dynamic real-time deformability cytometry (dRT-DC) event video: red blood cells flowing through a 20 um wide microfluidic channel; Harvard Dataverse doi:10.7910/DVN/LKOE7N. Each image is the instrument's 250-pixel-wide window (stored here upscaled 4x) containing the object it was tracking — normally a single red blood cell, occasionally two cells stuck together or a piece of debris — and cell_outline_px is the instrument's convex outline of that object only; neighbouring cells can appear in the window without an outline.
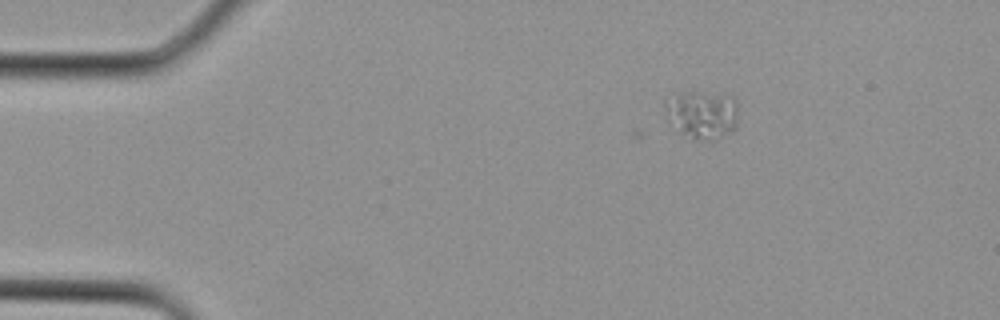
{"species": "Egyptian fruit bat (a non-hibernating species)", "species_latin": "Rousettus aegyptiacus", "temperature_condition": "cold", "stored_images_in_passage": 2, "camera_frame_rate_fps": 3000, "um_per_image_px": 0.085, "animal": {"sex": "female"}, "frame": {"image": 1, "passage_image": 1, "time_ms": 0.0, "image_size_px": [1000, 320], "cell_outline_px": [[736, 128], [732, 132], [716, 140], [704, 140], [680, 132], [664, 108], [664, 100], [684, 92], [724, 92], [732, 96], [736, 100]], "centroid_in_image_um": [59.76, 9.69], "position_along_channel_um": 25.2, "area_um2": 20.35}}